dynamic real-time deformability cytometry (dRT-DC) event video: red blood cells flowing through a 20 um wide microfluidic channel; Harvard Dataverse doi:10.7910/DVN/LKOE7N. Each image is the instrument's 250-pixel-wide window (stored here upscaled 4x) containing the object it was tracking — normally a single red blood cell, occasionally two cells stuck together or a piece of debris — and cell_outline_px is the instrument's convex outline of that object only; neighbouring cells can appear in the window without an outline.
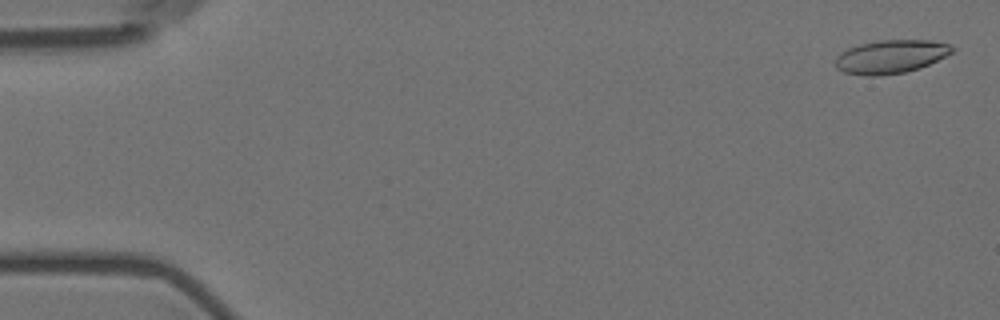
{"species": "Egyptian fruit bat (a non-hibernating species)", "species_latin": "Rousettus aegyptiacus", "temperature_condition": "room temperature", "stored_images_in_passage": 8, "camera_frame_rate_fps": 3000, "um_per_image_px": 0.085, "animal": {"sex": "female"}, "frame": {"image": 1, "passage_image": 2, "time_ms": 0.333, "image_size_px": [1000, 320], "cell_outline_px": [[956, 48], [952, 52], [920, 68], [904, 72], [880, 76], [868, 76], [844, 72], [836, 68], [836, 56], [840, 52], [848, 48], [860, 44], [880, 40], [932, 40], [948, 44]], "centroid_in_image_um": [75.69, 4.81], "position_along_channel_um": 9.3, "area_um2": 22.66}}